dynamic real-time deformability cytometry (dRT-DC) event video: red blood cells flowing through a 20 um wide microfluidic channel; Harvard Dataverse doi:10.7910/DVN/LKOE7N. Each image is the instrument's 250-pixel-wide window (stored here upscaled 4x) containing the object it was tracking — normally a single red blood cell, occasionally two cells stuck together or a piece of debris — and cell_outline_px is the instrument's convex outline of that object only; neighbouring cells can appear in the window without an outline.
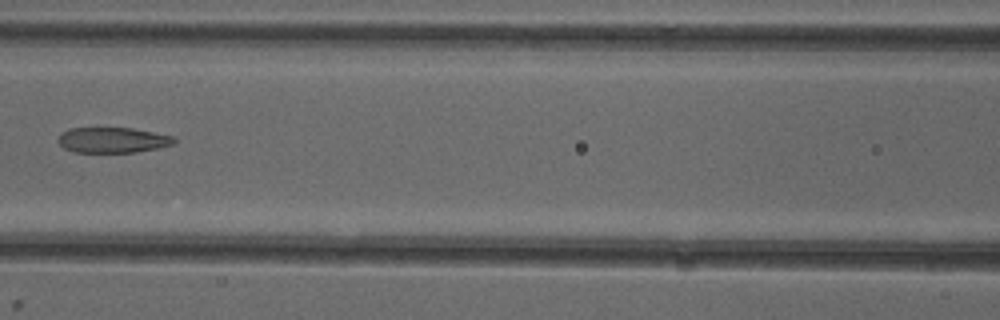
{"species": "common noctule bat (a hibernating species)", "species_latin": "Nyctalus noctula", "temperature_condition": "cold", "stored_images_in_passage": 6, "camera_frame_rate_fps": 3000, "um_per_image_px": 0.085, "animal": {"sex": "female"}, "frame": {"image": 1, "passage_image": 6, "time_ms": 6.667, "image_size_px": [1000, 320], "cell_outline_px": [[176, 140], [172, 144], [156, 148], [136, 152], [76, 152], [64, 148], [56, 140], [60, 132], [68, 128], [132, 128], [172, 136]], "centroid_in_image_um": [9.5, 11.9], "position_along_channel_um": 157.1, "area_um2": 17.11}}